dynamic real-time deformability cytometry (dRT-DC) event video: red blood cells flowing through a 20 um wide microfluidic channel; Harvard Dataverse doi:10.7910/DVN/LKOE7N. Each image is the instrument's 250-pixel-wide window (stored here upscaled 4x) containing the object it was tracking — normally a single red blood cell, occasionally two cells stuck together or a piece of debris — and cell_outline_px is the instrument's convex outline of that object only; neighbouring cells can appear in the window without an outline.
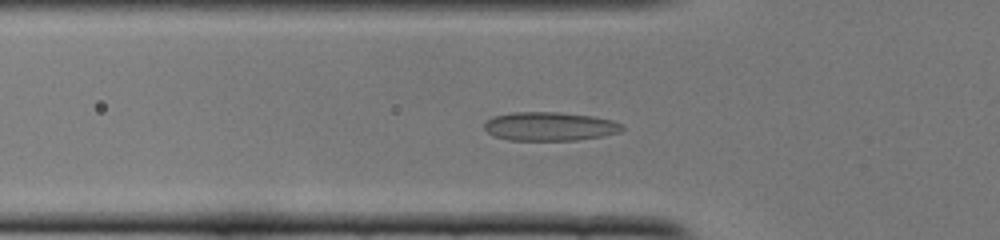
{"species": "common noctule bat (a hibernating species)", "species_latin": "Nyctalus noctula", "temperature_condition": "cold", "stored_images_in_passage": 38, "camera_frame_rate_fps": 3000, "um_per_image_px": 0.085, "animal": {"sex": "female", "body_mass_g": 22.0, "forearm_length_mm": 56.7}, "frame": {"image": 1, "passage_image": 3, "time_ms": 0.667, "image_size_px": [1000, 240], "cell_outline_px": [[624, 128], [620, 132], [604, 136], [576, 140], [508, 140], [496, 136], [488, 132], [484, 128], [484, 124], [492, 116], [512, 112], [560, 112], [592, 116], [612, 120], [620, 124]], "centroid_in_image_um": [46.73, 10.74], "position_along_channel_um": 79.1, "area_um2": 23.06}}
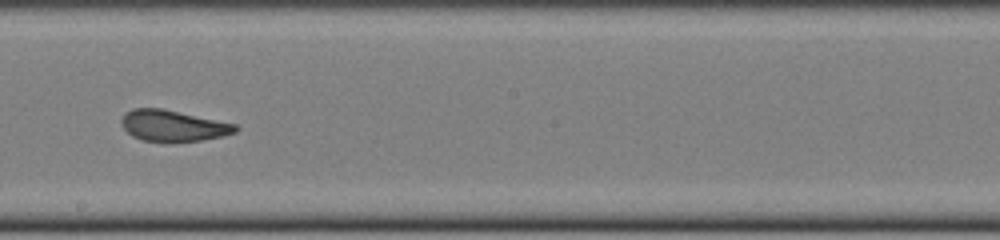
{"frame": {"image": 2, "passage_image": 15, "time_ms": 4.667, "image_size_px": [1000, 240], "cell_outline_px": [[240, 128], [236, 132], [224, 136], [200, 140], [164, 144], [140, 140], [132, 136], [120, 124], [120, 120], [124, 112], [132, 108], [164, 108], [236, 124]], "centroid_in_image_um": [14.68, 10.71], "position_along_channel_um": 233.5, "area_um2": 21.44}}
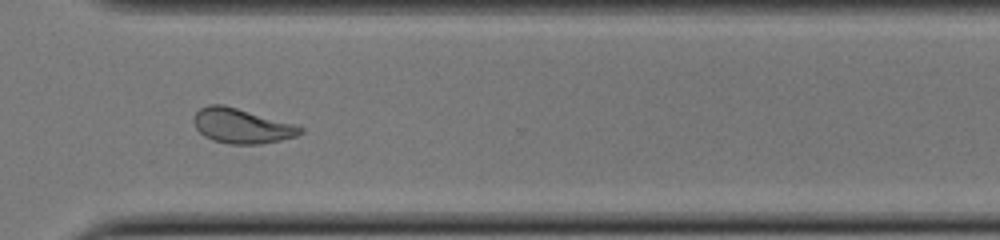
{"frame": {"image": 3, "passage_image": 24, "time_ms": 7.667, "image_size_px": [1000, 240], "cell_outline_px": [[304, 132], [296, 136], [280, 140], [260, 144], [228, 144], [212, 140], [204, 136], [196, 128], [192, 120], [196, 112], [200, 108], [208, 104], [224, 104], [300, 124], [304, 128]], "centroid_in_image_um": [20.59, 10.68], "position_along_channel_um": 350.0, "area_um2": 22.2}, "authors_computed_cell_mechanics": {"area_um2": 21.964, "velocity_mm_per_s": 3.8593, "shape_relaxation_time_tau1_ms": null, "shape_relaxation_time_tau2_ms": 1.292, "deformation_change_tau1": null, "deformation_change_tau2": 0.0671}}